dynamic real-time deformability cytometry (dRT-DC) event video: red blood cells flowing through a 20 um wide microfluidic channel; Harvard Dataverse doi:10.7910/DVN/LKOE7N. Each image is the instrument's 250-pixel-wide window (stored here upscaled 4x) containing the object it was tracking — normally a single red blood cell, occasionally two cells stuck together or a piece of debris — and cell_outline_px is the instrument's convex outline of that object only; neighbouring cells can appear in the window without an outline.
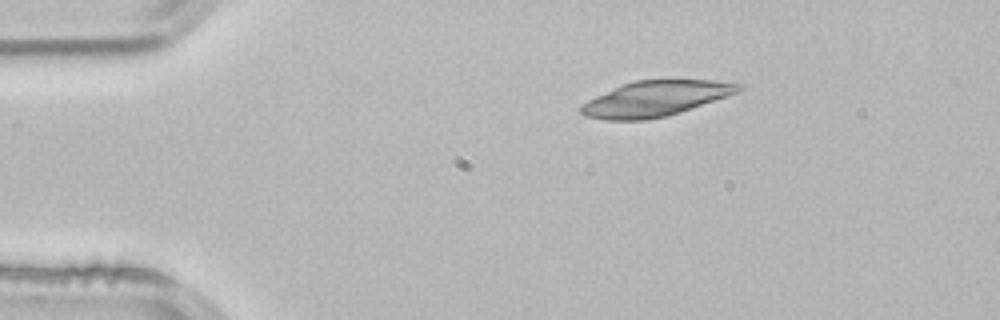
{"species": "common noctule bat (a hibernating species)", "species_latin": "Nyctalus noctula", "temperature_condition": "room temperature", "stored_images_in_passage": 3, "segment_of_instrument_passage": [1, 2], "camera_frame_rate_fps": 3000, "um_per_image_px": 0.085, "animal": {"sex": "male", "body_mass_g": 21.5, "forearm_length_mm": 52.0}, "frame": {"image": 1, "passage_image": 1, "time_ms": 0.0, "image_size_px": [1000, 320], "cell_outline_px": [[748, 84], [744, 88], [736, 92], [680, 112], [668, 116], [648, 120], [604, 120], [584, 116], [576, 108], [580, 104], [620, 84], [636, 80], [716, 80]], "centroid_in_image_um": [55.67, 8.38], "position_along_channel_um": 29.3, "area_um2": 32.66}}